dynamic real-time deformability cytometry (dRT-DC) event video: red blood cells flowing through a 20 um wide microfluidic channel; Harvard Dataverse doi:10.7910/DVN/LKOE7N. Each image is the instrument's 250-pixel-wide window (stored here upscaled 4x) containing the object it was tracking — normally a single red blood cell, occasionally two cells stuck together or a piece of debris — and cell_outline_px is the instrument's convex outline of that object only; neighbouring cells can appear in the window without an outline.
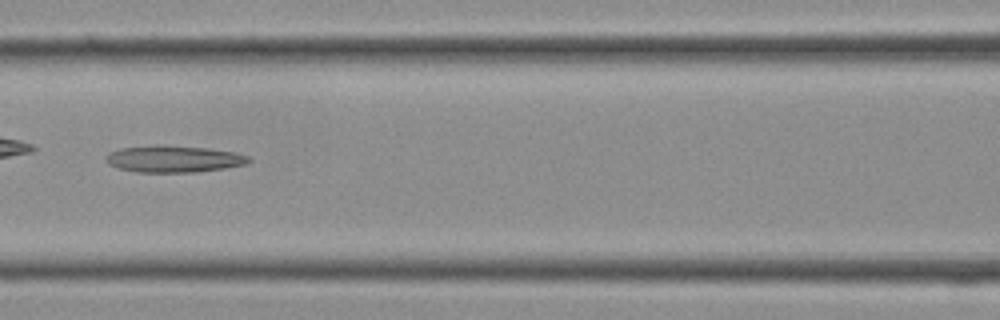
{"species": "Egyptian fruit bat (a non-hibernating species)", "species_latin": "Rousettus aegyptiacus", "temperature_condition": "cold", "stored_images_in_passage": 18, "camera_frame_rate_fps": 3000, "um_per_image_px": 0.085, "frame": {"image": 1, "passage_image": 13, "time_ms": 4.0, "image_size_px": [1000, 320], "cell_outline_px": [[252, 160], [248, 164], [224, 168], [196, 172], [136, 172], [120, 168], [108, 164], [108, 152], [120, 148], [152, 144], [164, 144], [208, 148], [232, 152], [248, 156]], "centroid_in_image_um": [14.77, 13.49], "position_along_channel_um": 151.8, "area_um2": 22.43}}